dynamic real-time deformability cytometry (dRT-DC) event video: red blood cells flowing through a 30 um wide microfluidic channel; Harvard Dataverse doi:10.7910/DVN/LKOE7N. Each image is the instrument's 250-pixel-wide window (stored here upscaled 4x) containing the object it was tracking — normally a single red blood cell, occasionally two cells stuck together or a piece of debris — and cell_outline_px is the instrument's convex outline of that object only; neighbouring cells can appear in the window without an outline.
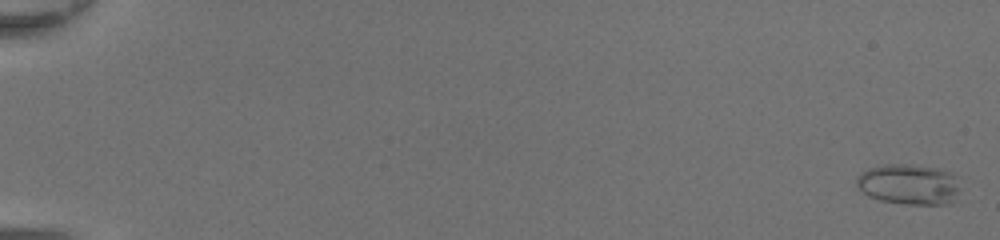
{"species": "common noctule bat (a hibernating species)", "species_latin": "Nyctalus noctula", "temperature_condition": "room temperature", "stored_images_in_passage": 50, "camera_frame_rate_fps": 3000, "um_per_image_px": 0.085, "animal": {"sex": "female", "body_mass_g": 20.0, "forearm_length_mm": 54.0}, "frame": {"image": 1, "passage_image": 2, "time_ms": 0.333, "image_size_px": [1000, 240], "cell_outline_px": [[960, 188], [952, 200], [948, 204], [904, 204], [880, 200], [868, 196], [856, 184], [856, 176], [860, 172], [868, 168], [884, 164], [912, 164], [940, 168], [952, 172], [956, 176]], "centroid_in_image_um": [77.25, 15.64], "position_along_channel_um": 7.8, "area_um2": 24.74}}
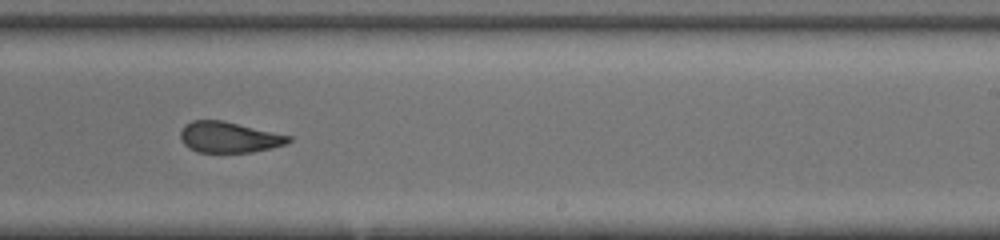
{"frame": {"image": 2, "passage_image": 34, "time_ms": 11.0, "image_size_px": [1000, 240], "cell_outline_px": [[292, 140], [288, 144], [272, 148], [252, 152], [196, 152], [188, 148], [180, 140], [180, 132], [184, 124], [192, 120], [224, 120], [292, 136]], "centroid_in_image_um": [19.46, 11.66], "position_along_channel_um": 269.5, "area_um2": 19.77}}
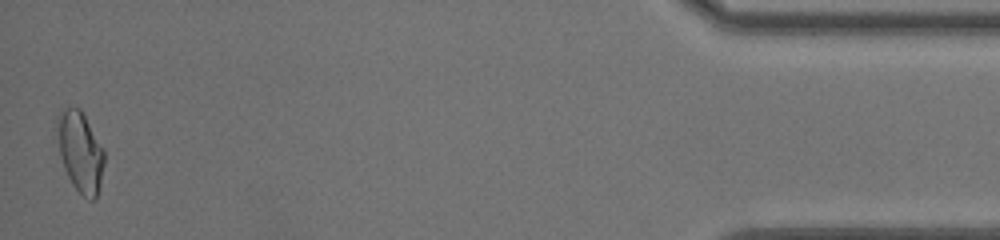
{"frame": {"image": 3, "passage_image": 50, "time_ms": 16.333, "image_size_px": [1000, 240], "cell_outline_px": [[104, 164], [100, 188], [96, 200], [88, 200], [72, 184], [64, 168], [60, 156], [56, 128], [56, 116], [60, 112], [68, 108], [80, 108], [104, 148]], "centroid_in_image_um": [6.83, 12.92], "position_along_channel_um": 428.4, "area_um2": 22.2}, "authors_computed_cell_mechanics": {"area_um2": 21.386, "velocity_mm_per_s": 4.4181, "shape_relaxation_time_tau1_ms": null, "shape_relaxation_time_tau2_ms": 1.3637, "deformation_change_tau1": null, "deformation_change_tau2": 0.0681}}